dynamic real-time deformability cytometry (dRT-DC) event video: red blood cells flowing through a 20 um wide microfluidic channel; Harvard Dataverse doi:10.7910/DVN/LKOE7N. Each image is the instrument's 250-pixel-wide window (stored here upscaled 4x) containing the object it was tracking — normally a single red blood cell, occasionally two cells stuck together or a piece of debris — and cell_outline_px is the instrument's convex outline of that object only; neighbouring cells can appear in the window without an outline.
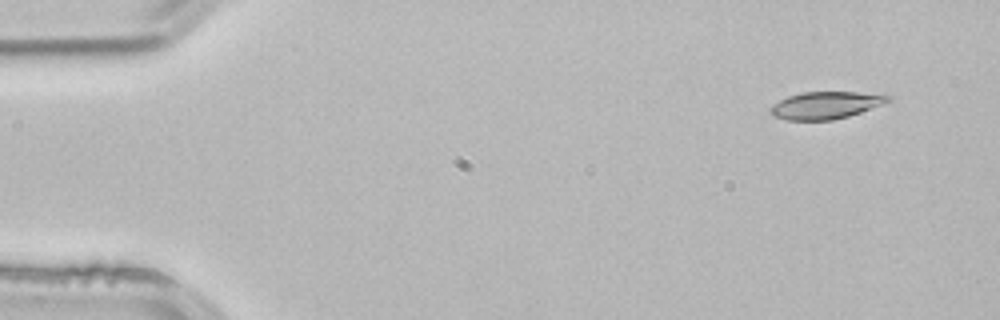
{"species": "common noctule bat (a hibernating species)", "species_latin": "Nyctalus noctula", "temperature_condition": "room temperature", "stored_images_in_passage": 3, "camera_frame_rate_fps": 3000, "um_per_image_px": 0.085, "animal": {"sex": "male", "body_mass_g": 21.5, "forearm_length_mm": 52.0}, "frame": {"image": 1, "passage_image": 1, "time_ms": 0.0, "image_size_px": [1000, 320], "cell_outline_px": [[892, 100], [860, 112], [848, 116], [832, 120], [788, 120], [772, 116], [768, 112], [768, 108], [772, 104], [788, 96], [804, 92], [856, 92], [888, 96]], "centroid_in_image_um": [70.08, 8.95], "position_along_channel_um": 14.9, "area_um2": 18.5}}